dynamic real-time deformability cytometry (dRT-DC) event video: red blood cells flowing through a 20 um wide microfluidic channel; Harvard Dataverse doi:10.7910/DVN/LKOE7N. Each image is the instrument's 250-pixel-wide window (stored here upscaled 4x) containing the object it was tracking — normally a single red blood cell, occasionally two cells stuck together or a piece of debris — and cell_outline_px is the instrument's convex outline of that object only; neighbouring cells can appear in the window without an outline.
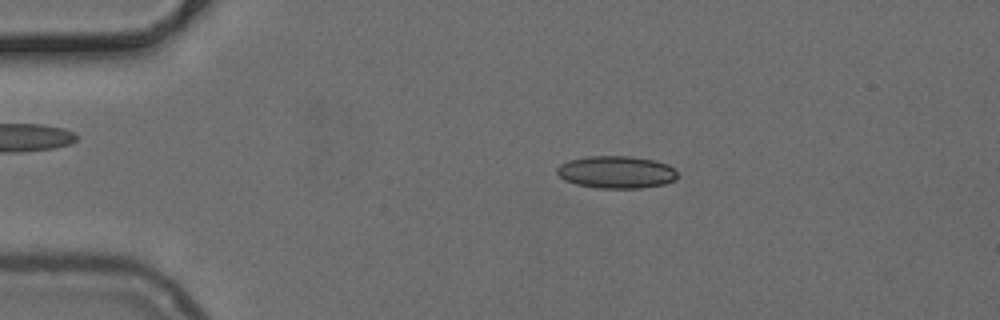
{"species": "common noctule bat (a hibernating species)", "species_latin": "Nyctalus noctula", "temperature_condition": "cold", "stored_images_in_passage": 51, "camera_frame_rate_fps": 3000, "um_per_image_px": 0.085, "animal": {"sex": "female", "body_mass_g": 24.6, "forearm_length_mm": 56.2}, "frame": {"image": 1, "passage_image": 10, "time_ms": 3.0, "image_size_px": [1000, 320], "cell_outline_px": [[680, 176], [676, 180], [664, 184], [640, 188], [596, 188], [576, 184], [564, 180], [556, 172], [556, 168], [560, 164], [568, 160], [584, 156], [632, 156], [656, 160], [668, 164]], "centroid_in_image_um": [52.39, 14.62], "position_along_channel_um": 32.6, "area_um2": 23.06}}
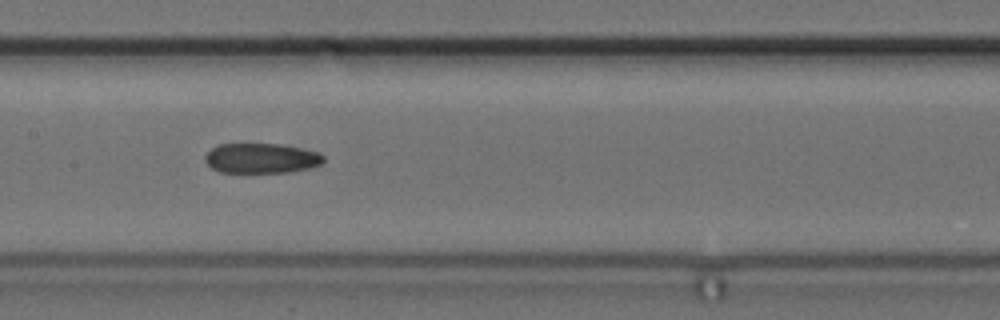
{"frame": {"image": 2, "passage_image": 25, "time_ms": 8.0, "image_size_px": [1000, 320], "cell_outline_px": [[324, 160], [320, 164], [308, 168], [288, 172], [220, 172], [212, 168], [204, 160], [204, 156], [216, 144], [280, 144], [316, 152], [324, 156]], "centroid_in_image_um": [22.16, 13.45], "position_along_channel_um": 185.2, "area_um2": 20.46}}
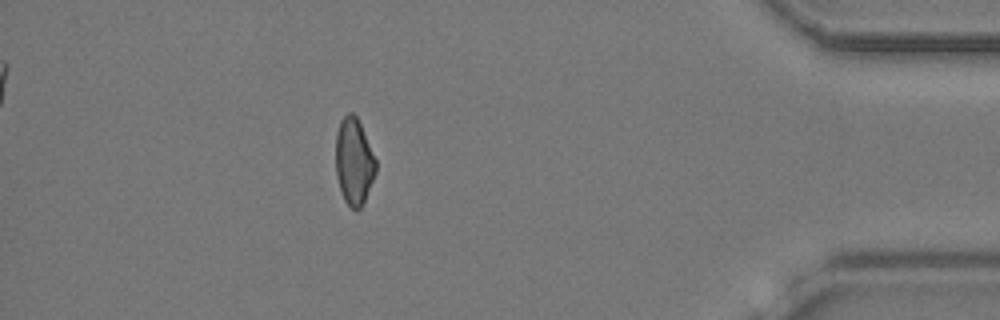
{"frame": {"image": 3, "passage_image": 45, "time_ms": 14.667, "image_size_px": [1000, 320], "cell_outline_px": [[376, 172], [364, 200], [360, 208], [356, 212], [344, 200], [340, 192], [336, 176], [336, 132], [340, 120], [348, 112], [352, 112], [356, 116], [360, 124], [376, 160]], "centroid_in_image_um": [30.06, 13.73], "position_along_channel_um": 405.1, "area_um2": 20.17}}